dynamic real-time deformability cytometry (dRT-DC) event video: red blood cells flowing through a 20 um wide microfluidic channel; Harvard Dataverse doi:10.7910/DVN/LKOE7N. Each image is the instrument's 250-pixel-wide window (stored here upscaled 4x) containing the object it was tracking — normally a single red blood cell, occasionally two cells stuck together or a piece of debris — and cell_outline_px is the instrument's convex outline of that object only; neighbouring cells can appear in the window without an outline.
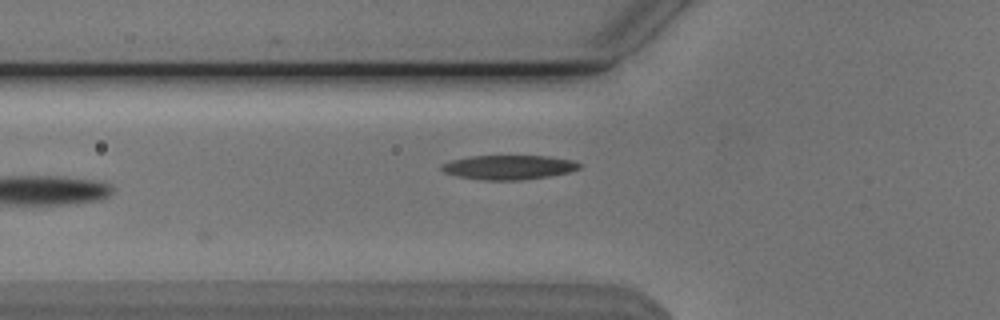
{"species": "Egyptian fruit bat (a non-hibernating species)", "species_latin": "Rousettus aegyptiacus", "temperature_condition": "cold", "stored_images_in_passage": 22, "camera_frame_rate_fps": 3000, "um_per_image_px": 0.085, "animal": {"sex": "male"}, "frame": {"image": 1, "passage_image": 22, "time_ms": 7.0, "image_size_px": [1000, 320], "cell_outline_px": [[580, 168], [568, 172], [548, 176], [520, 180], [484, 180], [460, 176], [444, 172], [440, 168], [440, 164], [452, 160], [468, 156], [548, 156], [572, 160], [580, 164]], "centroid_in_image_um": [43.21, 14.21], "position_along_channel_um": 82.6, "area_um2": 19.36}}